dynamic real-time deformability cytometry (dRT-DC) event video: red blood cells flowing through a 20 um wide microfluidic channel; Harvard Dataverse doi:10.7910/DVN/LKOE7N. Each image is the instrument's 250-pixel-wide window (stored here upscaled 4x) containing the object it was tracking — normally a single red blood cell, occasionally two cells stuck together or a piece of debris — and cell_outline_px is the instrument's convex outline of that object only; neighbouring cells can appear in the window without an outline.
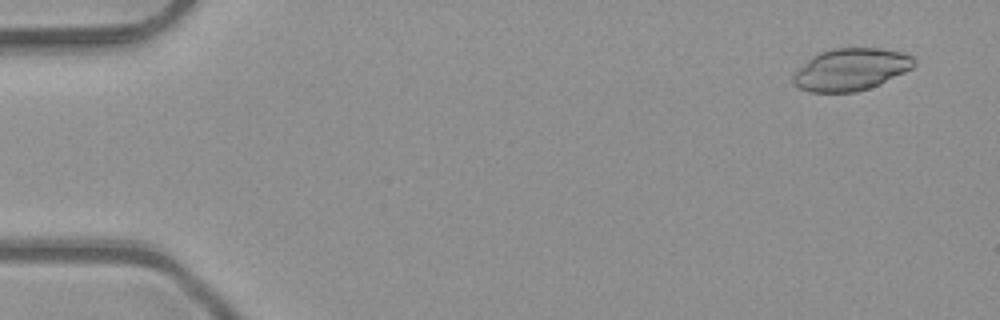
{"species": "common noctule bat (a hibernating species)", "species_latin": "Nyctalus noctula", "temperature_condition": "room temperature", "stored_images_in_passage": 40, "camera_frame_rate_fps": 3000, "um_per_image_px": 0.085, "animal": {"sex": "male", "body_mass_g": 23.1, "forearm_length_mm": 52.7}, "frame": {"image": 1, "passage_image": 3, "time_ms": 0.667, "image_size_px": [1000, 320], "cell_outline_px": [[916, 64], [912, 68], [880, 84], [856, 92], [808, 92], [792, 84], [792, 76], [812, 56], [820, 52], [832, 48], [880, 48], [900, 52], [912, 56], [916, 60]], "centroid_in_image_um": [72.32, 5.9], "position_along_channel_um": 12.7, "area_um2": 29.59}}